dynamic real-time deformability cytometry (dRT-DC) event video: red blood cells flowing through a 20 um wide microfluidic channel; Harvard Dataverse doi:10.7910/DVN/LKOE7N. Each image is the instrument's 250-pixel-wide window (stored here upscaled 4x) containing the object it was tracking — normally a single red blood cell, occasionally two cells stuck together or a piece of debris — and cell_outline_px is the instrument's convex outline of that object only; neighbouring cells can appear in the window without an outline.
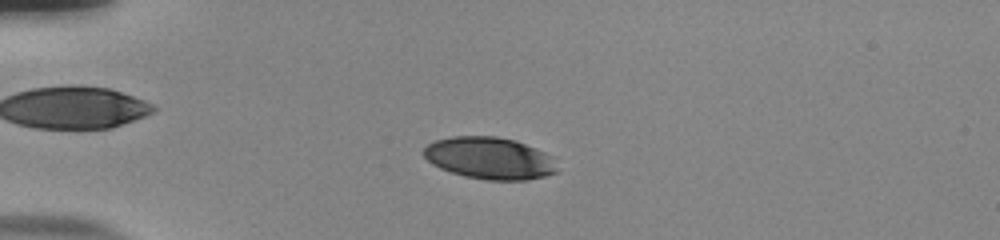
{"species": "human", "species_latin": "Homo sapiens", "temperature_condition": "room temperature", "stored_images_in_passage": 53, "camera_frame_rate_fps": 3000, "um_per_image_px": 0.085, "donor": {"sex": "male"}, "frame": {"image": 1, "passage_image": 14, "time_ms": 4.333, "image_size_px": [1000, 240], "cell_outline_px": [[560, 172], [528, 180], [488, 180], [464, 176], [440, 168], [432, 164], [420, 152], [428, 144], [436, 140], [452, 136], [496, 136], [516, 140], [536, 148], [552, 156]], "centroid_in_image_um": [41.63, 13.44], "position_along_channel_um": 43.4, "area_um2": 32.95}}
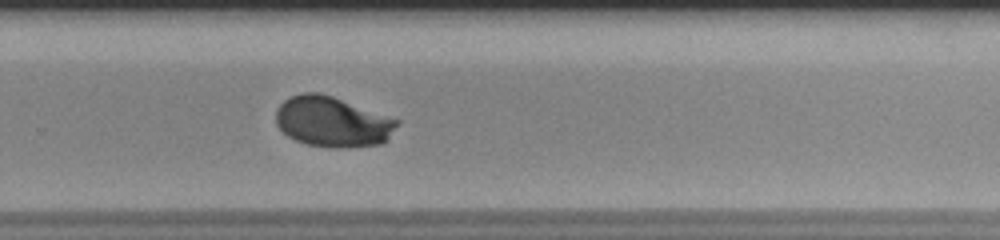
{"frame": {"image": 2, "passage_image": 37, "time_ms": 12.0, "image_size_px": [1000, 240], "cell_outline_px": [[400, 124], [388, 140], [384, 144], [340, 148], [328, 148], [308, 144], [296, 140], [288, 136], [276, 124], [276, 108], [284, 100], [292, 96], [304, 92], [316, 92], [332, 96], [400, 120]], "centroid_in_image_um": [28.29, 10.36], "position_along_channel_um": 301.5, "area_um2": 35.72}}
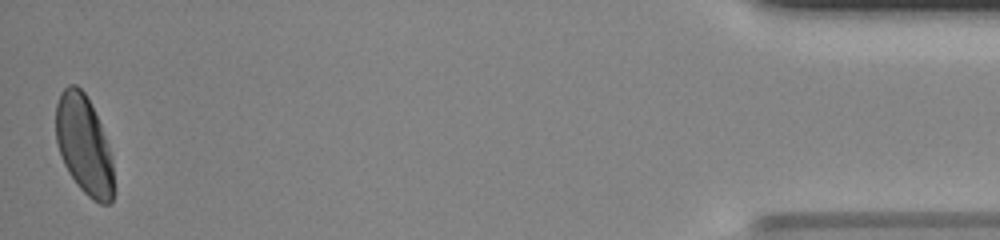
{"frame": {"image": 3, "passage_image": 53, "time_ms": 17.333, "image_size_px": [1000, 240], "cell_outline_px": [[112, 200], [108, 204], [100, 204], [92, 200], [76, 184], [68, 172], [64, 164], [56, 140], [56, 104], [60, 92], [68, 84], [76, 84], [84, 92], [100, 124], [112, 160]], "centroid_in_image_um": [7.1, 12.31], "position_along_channel_um": 428.1, "area_um2": 32.77}, "authors_computed_cell_mechanics": {"area_um2": 34.2176, "velocity_mm_per_s": 3.8623, "shape_relaxation_time_tau1_ms": 3.6522, "shape_relaxation_time_tau2_ms": 0.9, "deformation_change_tau1": 0.1757, "deformation_change_tau2": 0.0302}}